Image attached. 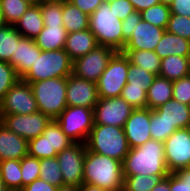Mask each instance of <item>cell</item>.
Returning <instances> with one entry per match:
<instances>
[{"label":"cell","mask_w":190,"mask_h":191,"mask_svg":"<svg viewBox=\"0 0 190 191\" xmlns=\"http://www.w3.org/2000/svg\"><path fill=\"white\" fill-rule=\"evenodd\" d=\"M123 176L141 174L162 178L170 172L166 166L164 143L148 140L145 144L131 148L122 162Z\"/></svg>","instance_id":"1"},{"label":"cell","mask_w":190,"mask_h":191,"mask_svg":"<svg viewBox=\"0 0 190 191\" xmlns=\"http://www.w3.org/2000/svg\"><path fill=\"white\" fill-rule=\"evenodd\" d=\"M83 183L96 185L108 191H123L122 162L86 149Z\"/></svg>","instance_id":"2"},{"label":"cell","mask_w":190,"mask_h":191,"mask_svg":"<svg viewBox=\"0 0 190 191\" xmlns=\"http://www.w3.org/2000/svg\"><path fill=\"white\" fill-rule=\"evenodd\" d=\"M86 149L123 162L130 148L124 128L94 124L85 142Z\"/></svg>","instance_id":"3"},{"label":"cell","mask_w":190,"mask_h":191,"mask_svg":"<svg viewBox=\"0 0 190 191\" xmlns=\"http://www.w3.org/2000/svg\"><path fill=\"white\" fill-rule=\"evenodd\" d=\"M89 30L94 34L98 45L123 51L122 21L116 17L110 5L102 3L89 16Z\"/></svg>","instance_id":"4"},{"label":"cell","mask_w":190,"mask_h":191,"mask_svg":"<svg viewBox=\"0 0 190 191\" xmlns=\"http://www.w3.org/2000/svg\"><path fill=\"white\" fill-rule=\"evenodd\" d=\"M73 61L64 49L41 51L29 71L21 78L29 84L50 78L68 77L72 74Z\"/></svg>","instance_id":"5"},{"label":"cell","mask_w":190,"mask_h":191,"mask_svg":"<svg viewBox=\"0 0 190 191\" xmlns=\"http://www.w3.org/2000/svg\"><path fill=\"white\" fill-rule=\"evenodd\" d=\"M40 112L56 119L67 107V77L50 78L30 83Z\"/></svg>","instance_id":"6"},{"label":"cell","mask_w":190,"mask_h":191,"mask_svg":"<svg viewBox=\"0 0 190 191\" xmlns=\"http://www.w3.org/2000/svg\"><path fill=\"white\" fill-rule=\"evenodd\" d=\"M94 108L67 106L55 119L73 143L86 142L94 126Z\"/></svg>","instance_id":"7"},{"label":"cell","mask_w":190,"mask_h":191,"mask_svg":"<svg viewBox=\"0 0 190 191\" xmlns=\"http://www.w3.org/2000/svg\"><path fill=\"white\" fill-rule=\"evenodd\" d=\"M128 68L129 58L122 52H116L96 83L98 97H120L128 81Z\"/></svg>","instance_id":"8"},{"label":"cell","mask_w":190,"mask_h":191,"mask_svg":"<svg viewBox=\"0 0 190 191\" xmlns=\"http://www.w3.org/2000/svg\"><path fill=\"white\" fill-rule=\"evenodd\" d=\"M116 51L107 46L98 45L84 56L73 61L72 74L90 82L97 83L107 68L109 60Z\"/></svg>","instance_id":"9"},{"label":"cell","mask_w":190,"mask_h":191,"mask_svg":"<svg viewBox=\"0 0 190 191\" xmlns=\"http://www.w3.org/2000/svg\"><path fill=\"white\" fill-rule=\"evenodd\" d=\"M0 110L2 115L38 112L31 85L20 78L0 101Z\"/></svg>","instance_id":"10"},{"label":"cell","mask_w":190,"mask_h":191,"mask_svg":"<svg viewBox=\"0 0 190 191\" xmlns=\"http://www.w3.org/2000/svg\"><path fill=\"white\" fill-rule=\"evenodd\" d=\"M85 155L84 143H73L57 154L64 185L79 187L83 183Z\"/></svg>","instance_id":"11"},{"label":"cell","mask_w":190,"mask_h":191,"mask_svg":"<svg viewBox=\"0 0 190 191\" xmlns=\"http://www.w3.org/2000/svg\"><path fill=\"white\" fill-rule=\"evenodd\" d=\"M133 108L121 97L99 98L94 107V124L124 128Z\"/></svg>","instance_id":"12"},{"label":"cell","mask_w":190,"mask_h":191,"mask_svg":"<svg viewBox=\"0 0 190 191\" xmlns=\"http://www.w3.org/2000/svg\"><path fill=\"white\" fill-rule=\"evenodd\" d=\"M166 166L170 173L190 167V135L188 128L177 129L164 141Z\"/></svg>","instance_id":"13"},{"label":"cell","mask_w":190,"mask_h":191,"mask_svg":"<svg viewBox=\"0 0 190 191\" xmlns=\"http://www.w3.org/2000/svg\"><path fill=\"white\" fill-rule=\"evenodd\" d=\"M2 123L18 136L27 141L40 136L52 120L38 111L33 114L2 115Z\"/></svg>","instance_id":"14"},{"label":"cell","mask_w":190,"mask_h":191,"mask_svg":"<svg viewBox=\"0 0 190 191\" xmlns=\"http://www.w3.org/2000/svg\"><path fill=\"white\" fill-rule=\"evenodd\" d=\"M98 99L96 83L79 78L74 74H70L67 77V106L94 108Z\"/></svg>","instance_id":"15"},{"label":"cell","mask_w":190,"mask_h":191,"mask_svg":"<svg viewBox=\"0 0 190 191\" xmlns=\"http://www.w3.org/2000/svg\"><path fill=\"white\" fill-rule=\"evenodd\" d=\"M150 109L136 108L132 111L124 125V132L129 148H135L151 140Z\"/></svg>","instance_id":"16"},{"label":"cell","mask_w":190,"mask_h":191,"mask_svg":"<svg viewBox=\"0 0 190 191\" xmlns=\"http://www.w3.org/2000/svg\"><path fill=\"white\" fill-rule=\"evenodd\" d=\"M166 29L141 20L133 29V33L126 41L123 50L154 51L162 39Z\"/></svg>","instance_id":"17"},{"label":"cell","mask_w":190,"mask_h":191,"mask_svg":"<svg viewBox=\"0 0 190 191\" xmlns=\"http://www.w3.org/2000/svg\"><path fill=\"white\" fill-rule=\"evenodd\" d=\"M41 49L35 44L34 39L22 37L16 44L15 54L9 63L16 70L17 75L22 78L31 68L40 55Z\"/></svg>","instance_id":"18"},{"label":"cell","mask_w":190,"mask_h":191,"mask_svg":"<svg viewBox=\"0 0 190 191\" xmlns=\"http://www.w3.org/2000/svg\"><path fill=\"white\" fill-rule=\"evenodd\" d=\"M28 155V141L0 125V162L8 159L21 160Z\"/></svg>","instance_id":"19"},{"label":"cell","mask_w":190,"mask_h":191,"mask_svg":"<svg viewBox=\"0 0 190 191\" xmlns=\"http://www.w3.org/2000/svg\"><path fill=\"white\" fill-rule=\"evenodd\" d=\"M98 46L94 34L88 29L67 34L64 50L69 58L75 59L86 55Z\"/></svg>","instance_id":"20"},{"label":"cell","mask_w":190,"mask_h":191,"mask_svg":"<svg viewBox=\"0 0 190 191\" xmlns=\"http://www.w3.org/2000/svg\"><path fill=\"white\" fill-rule=\"evenodd\" d=\"M155 111L176 129L188 128L190 126V106L180 103L173 98L159 108H156Z\"/></svg>","instance_id":"21"},{"label":"cell","mask_w":190,"mask_h":191,"mask_svg":"<svg viewBox=\"0 0 190 191\" xmlns=\"http://www.w3.org/2000/svg\"><path fill=\"white\" fill-rule=\"evenodd\" d=\"M14 28L23 36L36 38L44 28V21L39 4L31 5L22 17L16 22Z\"/></svg>","instance_id":"22"},{"label":"cell","mask_w":190,"mask_h":191,"mask_svg":"<svg viewBox=\"0 0 190 191\" xmlns=\"http://www.w3.org/2000/svg\"><path fill=\"white\" fill-rule=\"evenodd\" d=\"M67 34L63 25H44L34 42L42 51H56L64 49Z\"/></svg>","instance_id":"23"},{"label":"cell","mask_w":190,"mask_h":191,"mask_svg":"<svg viewBox=\"0 0 190 191\" xmlns=\"http://www.w3.org/2000/svg\"><path fill=\"white\" fill-rule=\"evenodd\" d=\"M154 52L160 59L170 55L190 56V40L165 31Z\"/></svg>","instance_id":"24"},{"label":"cell","mask_w":190,"mask_h":191,"mask_svg":"<svg viewBox=\"0 0 190 191\" xmlns=\"http://www.w3.org/2000/svg\"><path fill=\"white\" fill-rule=\"evenodd\" d=\"M190 75V56L170 55L162 58L159 76L170 81Z\"/></svg>","instance_id":"25"},{"label":"cell","mask_w":190,"mask_h":191,"mask_svg":"<svg viewBox=\"0 0 190 191\" xmlns=\"http://www.w3.org/2000/svg\"><path fill=\"white\" fill-rule=\"evenodd\" d=\"M147 108L155 110L173 97V81L165 77L156 76L152 85L146 92Z\"/></svg>","instance_id":"26"},{"label":"cell","mask_w":190,"mask_h":191,"mask_svg":"<svg viewBox=\"0 0 190 191\" xmlns=\"http://www.w3.org/2000/svg\"><path fill=\"white\" fill-rule=\"evenodd\" d=\"M62 21L68 33L89 28V16L68 0H62Z\"/></svg>","instance_id":"27"},{"label":"cell","mask_w":190,"mask_h":191,"mask_svg":"<svg viewBox=\"0 0 190 191\" xmlns=\"http://www.w3.org/2000/svg\"><path fill=\"white\" fill-rule=\"evenodd\" d=\"M0 177L9 191L22 190L21 160L8 159L0 162Z\"/></svg>","instance_id":"28"},{"label":"cell","mask_w":190,"mask_h":191,"mask_svg":"<svg viewBox=\"0 0 190 191\" xmlns=\"http://www.w3.org/2000/svg\"><path fill=\"white\" fill-rule=\"evenodd\" d=\"M130 63L137 65L146 71L158 76L161 59L154 51L147 50H123Z\"/></svg>","instance_id":"29"},{"label":"cell","mask_w":190,"mask_h":191,"mask_svg":"<svg viewBox=\"0 0 190 191\" xmlns=\"http://www.w3.org/2000/svg\"><path fill=\"white\" fill-rule=\"evenodd\" d=\"M23 36L13 25L5 24L0 27V61L9 62L15 54L16 44Z\"/></svg>","instance_id":"30"},{"label":"cell","mask_w":190,"mask_h":191,"mask_svg":"<svg viewBox=\"0 0 190 191\" xmlns=\"http://www.w3.org/2000/svg\"><path fill=\"white\" fill-rule=\"evenodd\" d=\"M39 179L56 187L64 186L62 172L56 157L40 159Z\"/></svg>","instance_id":"31"},{"label":"cell","mask_w":190,"mask_h":191,"mask_svg":"<svg viewBox=\"0 0 190 191\" xmlns=\"http://www.w3.org/2000/svg\"><path fill=\"white\" fill-rule=\"evenodd\" d=\"M0 3L5 23L13 26L32 5L27 0H0Z\"/></svg>","instance_id":"32"},{"label":"cell","mask_w":190,"mask_h":191,"mask_svg":"<svg viewBox=\"0 0 190 191\" xmlns=\"http://www.w3.org/2000/svg\"><path fill=\"white\" fill-rule=\"evenodd\" d=\"M143 21L166 29L171 14L170 6L158 3L140 12Z\"/></svg>","instance_id":"33"},{"label":"cell","mask_w":190,"mask_h":191,"mask_svg":"<svg viewBox=\"0 0 190 191\" xmlns=\"http://www.w3.org/2000/svg\"><path fill=\"white\" fill-rule=\"evenodd\" d=\"M149 130L151 139L164 143V141L177 129L165 121L155 110L150 109Z\"/></svg>","instance_id":"34"},{"label":"cell","mask_w":190,"mask_h":191,"mask_svg":"<svg viewBox=\"0 0 190 191\" xmlns=\"http://www.w3.org/2000/svg\"><path fill=\"white\" fill-rule=\"evenodd\" d=\"M49 153H59L67 149L73 142L63 133L55 119L48 124Z\"/></svg>","instance_id":"35"},{"label":"cell","mask_w":190,"mask_h":191,"mask_svg":"<svg viewBox=\"0 0 190 191\" xmlns=\"http://www.w3.org/2000/svg\"><path fill=\"white\" fill-rule=\"evenodd\" d=\"M155 77L156 75L130 63L129 60L127 82L130 84V87L143 88L147 92Z\"/></svg>","instance_id":"36"},{"label":"cell","mask_w":190,"mask_h":191,"mask_svg":"<svg viewBox=\"0 0 190 191\" xmlns=\"http://www.w3.org/2000/svg\"><path fill=\"white\" fill-rule=\"evenodd\" d=\"M160 177L141 174L124 176L123 191H152Z\"/></svg>","instance_id":"37"},{"label":"cell","mask_w":190,"mask_h":191,"mask_svg":"<svg viewBox=\"0 0 190 191\" xmlns=\"http://www.w3.org/2000/svg\"><path fill=\"white\" fill-rule=\"evenodd\" d=\"M39 5L44 25H63L62 0H44Z\"/></svg>","instance_id":"38"},{"label":"cell","mask_w":190,"mask_h":191,"mask_svg":"<svg viewBox=\"0 0 190 191\" xmlns=\"http://www.w3.org/2000/svg\"><path fill=\"white\" fill-rule=\"evenodd\" d=\"M58 153H49L48 125L43 133L28 141V155L38 159L56 157Z\"/></svg>","instance_id":"39"},{"label":"cell","mask_w":190,"mask_h":191,"mask_svg":"<svg viewBox=\"0 0 190 191\" xmlns=\"http://www.w3.org/2000/svg\"><path fill=\"white\" fill-rule=\"evenodd\" d=\"M40 159L24 156L21 159V172H22V189L31 184L34 180L39 179L40 175Z\"/></svg>","instance_id":"40"},{"label":"cell","mask_w":190,"mask_h":191,"mask_svg":"<svg viewBox=\"0 0 190 191\" xmlns=\"http://www.w3.org/2000/svg\"><path fill=\"white\" fill-rule=\"evenodd\" d=\"M19 79L16 70L9 62L0 61V101Z\"/></svg>","instance_id":"41"},{"label":"cell","mask_w":190,"mask_h":191,"mask_svg":"<svg viewBox=\"0 0 190 191\" xmlns=\"http://www.w3.org/2000/svg\"><path fill=\"white\" fill-rule=\"evenodd\" d=\"M166 31L190 40V17L170 14Z\"/></svg>","instance_id":"42"},{"label":"cell","mask_w":190,"mask_h":191,"mask_svg":"<svg viewBox=\"0 0 190 191\" xmlns=\"http://www.w3.org/2000/svg\"><path fill=\"white\" fill-rule=\"evenodd\" d=\"M133 108H147V94L143 88L130 87L127 82L120 96Z\"/></svg>","instance_id":"43"},{"label":"cell","mask_w":190,"mask_h":191,"mask_svg":"<svg viewBox=\"0 0 190 191\" xmlns=\"http://www.w3.org/2000/svg\"><path fill=\"white\" fill-rule=\"evenodd\" d=\"M170 191H190V167L170 173Z\"/></svg>","instance_id":"44"},{"label":"cell","mask_w":190,"mask_h":191,"mask_svg":"<svg viewBox=\"0 0 190 191\" xmlns=\"http://www.w3.org/2000/svg\"><path fill=\"white\" fill-rule=\"evenodd\" d=\"M173 99L190 106V75L173 81Z\"/></svg>","instance_id":"45"},{"label":"cell","mask_w":190,"mask_h":191,"mask_svg":"<svg viewBox=\"0 0 190 191\" xmlns=\"http://www.w3.org/2000/svg\"><path fill=\"white\" fill-rule=\"evenodd\" d=\"M141 20L142 18L140 12L134 11L122 21L123 49L126 41L132 35L135 25H137Z\"/></svg>","instance_id":"46"},{"label":"cell","mask_w":190,"mask_h":191,"mask_svg":"<svg viewBox=\"0 0 190 191\" xmlns=\"http://www.w3.org/2000/svg\"><path fill=\"white\" fill-rule=\"evenodd\" d=\"M116 17L123 21L129 14L135 11L133 5L128 0H117L109 4Z\"/></svg>","instance_id":"47"},{"label":"cell","mask_w":190,"mask_h":191,"mask_svg":"<svg viewBox=\"0 0 190 191\" xmlns=\"http://www.w3.org/2000/svg\"><path fill=\"white\" fill-rule=\"evenodd\" d=\"M82 12L90 16L102 3L103 0H68Z\"/></svg>","instance_id":"48"},{"label":"cell","mask_w":190,"mask_h":191,"mask_svg":"<svg viewBox=\"0 0 190 191\" xmlns=\"http://www.w3.org/2000/svg\"><path fill=\"white\" fill-rule=\"evenodd\" d=\"M171 14L190 17V0H174L170 6Z\"/></svg>","instance_id":"49"},{"label":"cell","mask_w":190,"mask_h":191,"mask_svg":"<svg viewBox=\"0 0 190 191\" xmlns=\"http://www.w3.org/2000/svg\"><path fill=\"white\" fill-rule=\"evenodd\" d=\"M58 187L48 184L45 180L36 179L21 191H57Z\"/></svg>","instance_id":"50"},{"label":"cell","mask_w":190,"mask_h":191,"mask_svg":"<svg viewBox=\"0 0 190 191\" xmlns=\"http://www.w3.org/2000/svg\"><path fill=\"white\" fill-rule=\"evenodd\" d=\"M134 7L135 11L141 12L149 7L160 3V0H128Z\"/></svg>","instance_id":"51"},{"label":"cell","mask_w":190,"mask_h":191,"mask_svg":"<svg viewBox=\"0 0 190 191\" xmlns=\"http://www.w3.org/2000/svg\"><path fill=\"white\" fill-rule=\"evenodd\" d=\"M152 191H170V174L160 179Z\"/></svg>","instance_id":"52"},{"label":"cell","mask_w":190,"mask_h":191,"mask_svg":"<svg viewBox=\"0 0 190 191\" xmlns=\"http://www.w3.org/2000/svg\"><path fill=\"white\" fill-rule=\"evenodd\" d=\"M79 191H108L106 189H103L99 186L88 184V183H82L79 186Z\"/></svg>","instance_id":"53"},{"label":"cell","mask_w":190,"mask_h":191,"mask_svg":"<svg viewBox=\"0 0 190 191\" xmlns=\"http://www.w3.org/2000/svg\"><path fill=\"white\" fill-rule=\"evenodd\" d=\"M57 191H79V187L64 185L59 187Z\"/></svg>","instance_id":"54"},{"label":"cell","mask_w":190,"mask_h":191,"mask_svg":"<svg viewBox=\"0 0 190 191\" xmlns=\"http://www.w3.org/2000/svg\"><path fill=\"white\" fill-rule=\"evenodd\" d=\"M6 23L4 21L3 12L1 9V3H0V27L4 26Z\"/></svg>","instance_id":"55"},{"label":"cell","mask_w":190,"mask_h":191,"mask_svg":"<svg viewBox=\"0 0 190 191\" xmlns=\"http://www.w3.org/2000/svg\"><path fill=\"white\" fill-rule=\"evenodd\" d=\"M0 191H9L0 177Z\"/></svg>","instance_id":"56"},{"label":"cell","mask_w":190,"mask_h":191,"mask_svg":"<svg viewBox=\"0 0 190 191\" xmlns=\"http://www.w3.org/2000/svg\"><path fill=\"white\" fill-rule=\"evenodd\" d=\"M174 0H160V3L171 6Z\"/></svg>","instance_id":"57"},{"label":"cell","mask_w":190,"mask_h":191,"mask_svg":"<svg viewBox=\"0 0 190 191\" xmlns=\"http://www.w3.org/2000/svg\"><path fill=\"white\" fill-rule=\"evenodd\" d=\"M27 1H29L33 5V4H41L44 0H27Z\"/></svg>","instance_id":"58"},{"label":"cell","mask_w":190,"mask_h":191,"mask_svg":"<svg viewBox=\"0 0 190 191\" xmlns=\"http://www.w3.org/2000/svg\"><path fill=\"white\" fill-rule=\"evenodd\" d=\"M114 1H117V0H103V3L111 4V3H113Z\"/></svg>","instance_id":"59"},{"label":"cell","mask_w":190,"mask_h":191,"mask_svg":"<svg viewBox=\"0 0 190 191\" xmlns=\"http://www.w3.org/2000/svg\"><path fill=\"white\" fill-rule=\"evenodd\" d=\"M2 121H3V117H2L1 110H0V125L2 124Z\"/></svg>","instance_id":"60"}]
</instances>
